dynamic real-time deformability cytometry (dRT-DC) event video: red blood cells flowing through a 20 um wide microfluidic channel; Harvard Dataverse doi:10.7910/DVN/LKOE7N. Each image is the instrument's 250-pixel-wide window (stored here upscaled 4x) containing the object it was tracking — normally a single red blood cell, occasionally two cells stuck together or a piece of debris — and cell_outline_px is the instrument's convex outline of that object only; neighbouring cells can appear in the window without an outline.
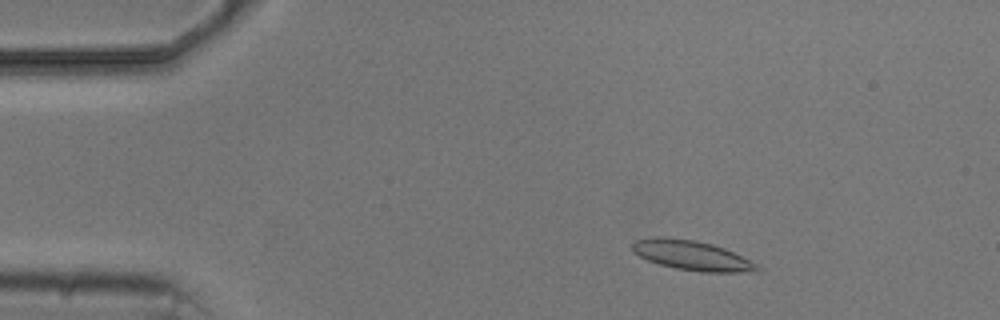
{"species": "common noctule bat (a hibernating species)", "species_latin": "Nyctalus noctula", "temperature_condition": "cold", "stored_images_in_passage": 4, "camera_frame_rate_fps": 3000, "um_per_image_px": 0.085, "animal": {"sex": "male", "body_mass_g": 20.5, "forearm_length_mm": 52.5}, "frame": {"image": 1, "passage_image": 2, "time_ms": 1.333, "image_size_px": [1000, 320], "cell_outline_px": [[764, 272], [700, 272], [676, 268], [660, 264], [648, 260], [640, 256], [632, 248], [632, 244], [636, 240], [656, 236], [664, 236], [696, 240], [712, 244], [724, 248], [764, 268]], "centroid_in_image_um": [58.86, 21.71], "position_along_channel_um": 26.1, "area_um2": 21.62}}